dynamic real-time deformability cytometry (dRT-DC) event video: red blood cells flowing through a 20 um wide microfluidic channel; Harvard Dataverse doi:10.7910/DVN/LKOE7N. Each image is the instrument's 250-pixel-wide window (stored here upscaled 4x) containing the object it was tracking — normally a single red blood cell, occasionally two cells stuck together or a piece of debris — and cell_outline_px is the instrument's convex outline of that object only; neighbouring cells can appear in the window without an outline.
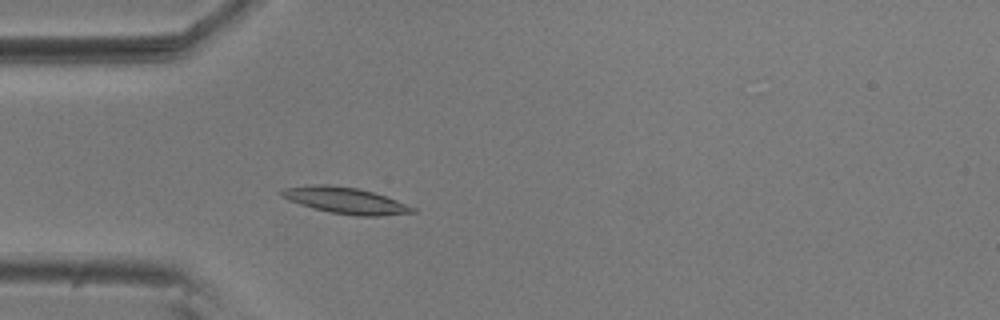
{"species": "common noctule bat (a hibernating species)", "species_latin": "Nyctalus noctula", "temperature_condition": "room temperature", "stored_images_in_passage": 55, "camera_frame_rate_fps": 3000, "um_per_image_px": 0.085, "animal": {"sex": "male", "body_mass_g": 20.5, "forearm_length_mm": 52.5}, "frame": {"image": 1, "passage_image": 16, "time_ms": 5.0, "image_size_px": [1000, 320], "cell_outline_px": [[416, 212], [380, 216], [356, 216], [328, 212], [312, 208], [288, 200], [280, 196], [276, 192], [284, 188], [312, 184], [328, 184], [360, 188], [396, 200], [416, 208]], "centroid_in_image_um": [29.3, 17.03], "position_along_channel_um": 55.7, "area_um2": 20.29}}
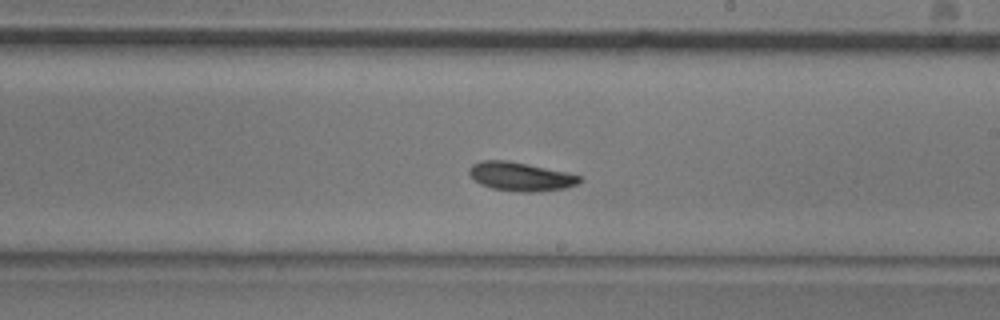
{"frame": {"image": 2, "passage_image": 32, "time_ms": 10.333, "image_size_px": [1000, 320], "cell_outline_px": [[584, 180], [580, 184], [564, 188], [540, 192], [520, 192], [492, 188], [480, 184], [468, 172], [468, 168], [472, 164], [480, 160], [508, 160], [568, 172], [580, 176]], "centroid_in_image_um": [44.29, 15.0], "position_along_channel_um": 244.7, "area_um2": 18.73}}
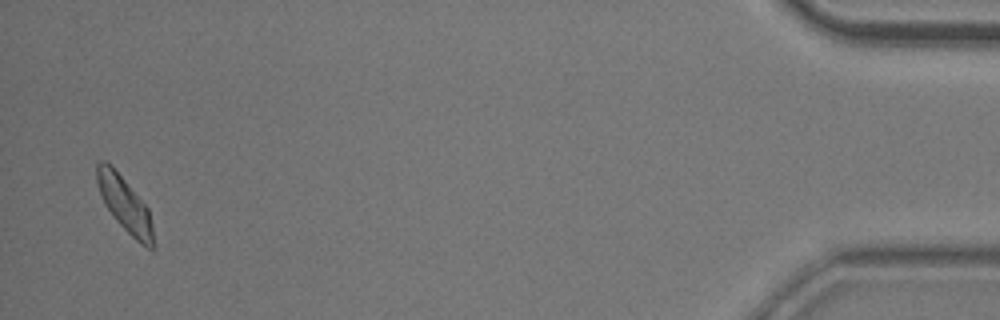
{"frame": {"image": 3, "passage_image": 54, "time_ms": 17.667, "image_size_px": [1000, 320], "cell_outline_px": [[156, 248], [148, 248], [140, 244], [116, 220], [104, 204], [96, 180], [96, 164], [100, 160], [104, 160], [120, 176], [148, 208], [152, 224], [156, 244]], "centroid_in_image_um": [10.63, 17.43], "position_along_channel_um": 424.6, "area_um2": 17.69}, "authors_computed_cell_mechanics": {"area_um2": 18.1492, "velocity_mm_per_s": 3.6301, "shape_relaxation_time_tau1_ms": 6.2341, "shape_relaxation_time_tau2_ms": null, "deformation_change_tau1": 0.1527, "deformation_change_tau2": null}}